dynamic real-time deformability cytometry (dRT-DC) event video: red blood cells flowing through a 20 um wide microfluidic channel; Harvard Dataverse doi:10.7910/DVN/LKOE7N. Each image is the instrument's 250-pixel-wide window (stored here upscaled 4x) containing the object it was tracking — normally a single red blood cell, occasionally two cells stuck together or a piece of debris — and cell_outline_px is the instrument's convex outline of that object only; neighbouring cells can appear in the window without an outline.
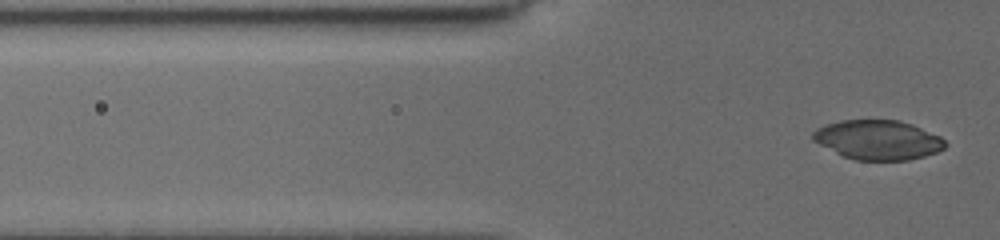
{"species": "common noctule bat (a hibernating species)", "species_latin": "Nyctalus noctula", "temperature_condition": "cold", "stored_images_in_passage": 10, "segment_of_instrument_passage": [2, 2], "camera_frame_rate_fps": 3000, "um_per_image_px": 0.085, "animal": {"sex": "female", "body_mass_g": 19.5, "forearm_length_mm": 54.1}, "frame": {"image": 1, "passage_image": 10, "time_ms": 8.667, "image_size_px": [1000, 240], "cell_outline_px": [[948, 144], [944, 148], [936, 152], [924, 156], [908, 160], [856, 160], [844, 156], [812, 140], [812, 132], [816, 128], [824, 124], [840, 120], [900, 120], [912, 124], [940, 136]], "centroid_in_image_um": [74.62, 11.88], "position_along_channel_um": 51.2, "area_um2": 30.4}}